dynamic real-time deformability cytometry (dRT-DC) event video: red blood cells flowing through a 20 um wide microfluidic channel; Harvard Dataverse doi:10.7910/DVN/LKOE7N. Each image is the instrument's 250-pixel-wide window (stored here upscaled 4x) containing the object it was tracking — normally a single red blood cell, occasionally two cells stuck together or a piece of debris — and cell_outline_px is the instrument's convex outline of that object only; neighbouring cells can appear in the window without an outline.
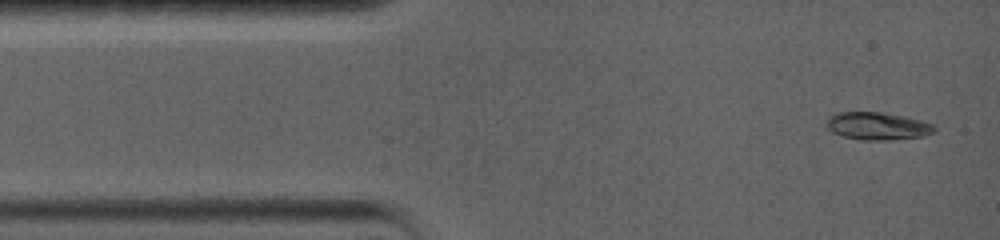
{"species": "common noctule bat (a hibernating species)", "species_latin": "Nyctalus noctula", "temperature_condition": "warm", "stored_images_in_passage": 43, "camera_frame_rate_fps": 5000, "um_per_image_px": 0.085, "animal": {"sex": "female", "body_mass_g": 19.0, "forearm_length_mm": 56.7}, "frame": {"image": 1, "passage_image": 1, "time_ms": 0.0, "image_size_px": [1000, 240], "cell_outline_px": [[936, 132], [924, 136], [888, 140], [864, 140], [844, 136], [832, 132], [828, 128], [828, 120], [836, 112], [880, 112], [904, 116], [920, 120], [932, 124], [936, 128]], "centroid_in_image_um": [74.64, 10.71], "position_along_channel_um": 10.4, "area_um2": 17.17}}
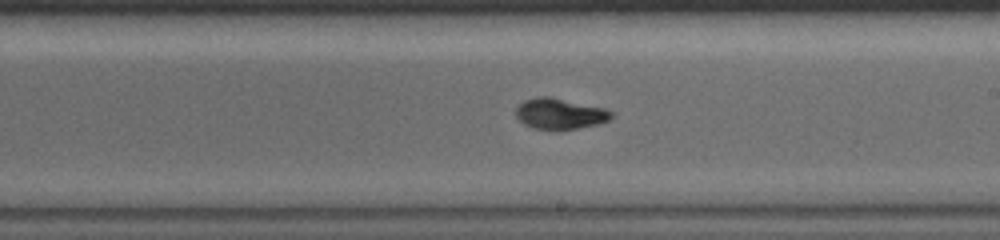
{"frame": {"image": 2, "passage_image": 17, "time_ms": 8.2, "image_size_px": [1000, 240], "cell_outline_px": [[616, 112], [608, 120], [600, 124], [552, 132], [532, 128], [524, 124], [516, 116], [516, 108], [524, 100], [536, 96], [548, 96], [608, 108]], "centroid_in_image_um": [47.62, 9.68], "position_along_channel_um": 241.4, "area_um2": 17.74}}
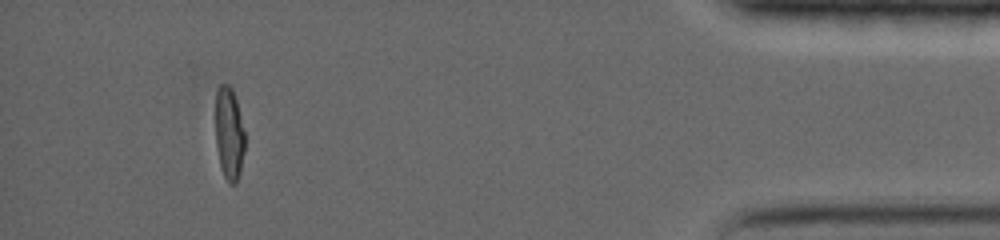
{"frame": {"image": 3, "passage_image": 34, "time_ms": 15.0, "image_size_px": [1000, 240], "cell_outline_px": [[244, 152], [240, 172], [236, 184], [228, 184], [220, 168], [216, 144], [216, 88], [220, 84], [228, 84], [232, 88], [236, 100], [244, 132]], "centroid_in_image_um": [19.46, 11.38], "position_along_channel_um": 415.7, "area_um2": 15.9}, "authors_computed_cell_mechanics": {"area_um2": 17.1088, "velocity_mm_per_s": 3.6003, "shape_relaxation_time_tau1_ms": 5.9313, "shape_relaxation_time_tau2_ms": null, "deformation_change_tau1": 0.2535, "deformation_change_tau2": null}}